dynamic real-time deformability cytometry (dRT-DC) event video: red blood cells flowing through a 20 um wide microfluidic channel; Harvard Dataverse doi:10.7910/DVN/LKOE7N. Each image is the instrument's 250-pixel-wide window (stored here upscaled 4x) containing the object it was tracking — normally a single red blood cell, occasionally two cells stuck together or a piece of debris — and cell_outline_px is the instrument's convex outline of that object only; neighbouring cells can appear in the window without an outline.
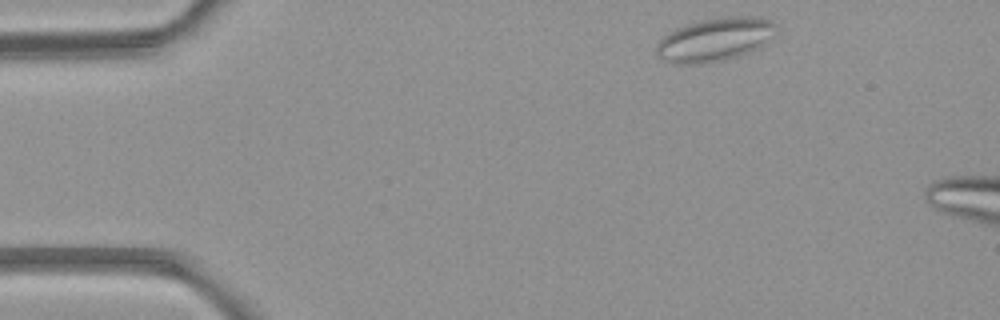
{"species": "common noctule bat (a hibernating species)", "species_latin": "Nyctalus noctula", "temperature_condition": "room temperature", "stored_images_in_passage": 3, "camera_frame_rate_fps": 3000, "um_per_image_px": 0.085, "animal": {"sex": "female", "body_mass_g": 21.9}, "frame": {"image": 1, "passage_image": 1, "time_ms": 0.0, "image_size_px": [1000, 320], "cell_outline_px": [[776, 24], [772, 36], [764, 44], [748, 52], [720, 60], [704, 64], [676, 64], [664, 60], [656, 56], [656, 44], [668, 32], [676, 28], [700, 20], [724, 16], [760, 16]], "centroid_in_image_um": [60.72, 3.35], "position_along_channel_um": 24.3, "area_um2": 30.11}}